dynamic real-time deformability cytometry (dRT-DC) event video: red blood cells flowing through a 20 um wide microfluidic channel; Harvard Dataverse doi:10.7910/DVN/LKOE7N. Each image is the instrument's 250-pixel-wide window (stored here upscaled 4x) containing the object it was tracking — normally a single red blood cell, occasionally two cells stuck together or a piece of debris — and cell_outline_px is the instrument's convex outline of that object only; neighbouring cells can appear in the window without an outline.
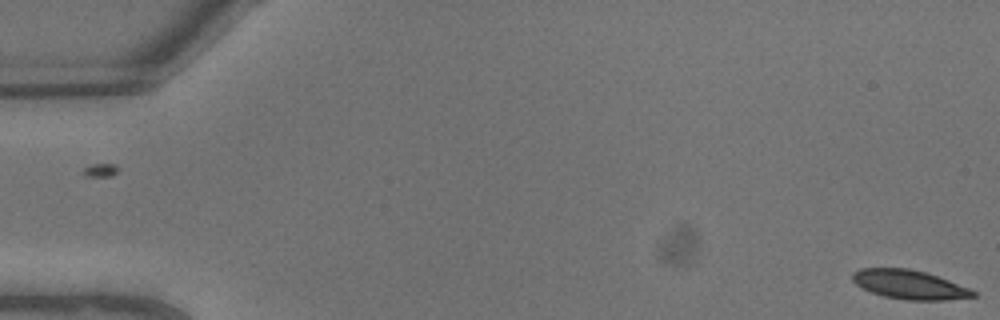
{"species": "common noctule bat (a hibernating species)", "species_latin": "Nyctalus noctula", "temperature_condition": "warm", "stored_images_in_passage": 10, "camera_frame_rate_fps": 3000, "um_per_image_px": 0.085, "animal": {"sex": "male", "body_mass_g": 13.3}, "frame": {"image": 1, "passage_image": 1, "time_ms": 0.0, "image_size_px": [1000, 320], "cell_outline_px": [[976, 296], [944, 300], [904, 300], [884, 296], [872, 292], [856, 284], [852, 280], [852, 272], [860, 268], [908, 268], [924, 272], [948, 280], [968, 288], [976, 292]], "centroid_in_image_um": [77.26, 24.19], "position_along_channel_um": 7.7, "area_um2": 20.17}}
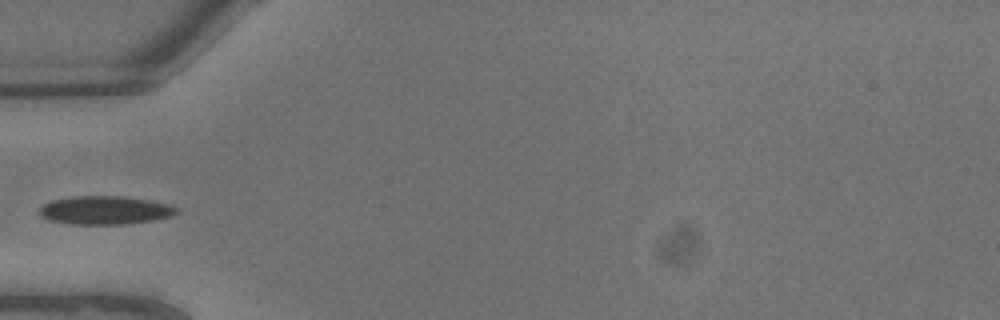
{"frame": {"image": 2, "passage_image": 8, "time_ms": 2.333, "image_size_px": [1000, 320], "cell_outline_px": [[180, 212], [172, 216], [152, 220], [124, 224], [72, 224], [52, 220], [40, 216], [40, 208], [44, 204], [52, 200], [72, 196], [124, 196], [148, 200], [168, 204], [180, 208]], "centroid_in_image_um": [8.97, 17.86], "position_along_channel_um": 76.0, "area_um2": 22.66}}
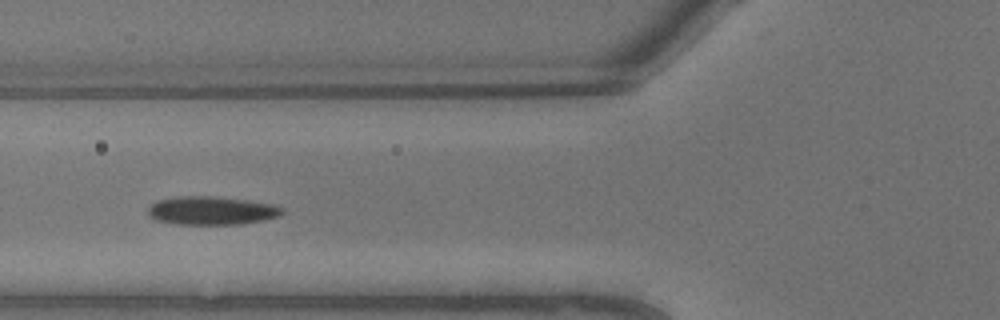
{"frame": {"image": 3, "passage_image": 9, "time_ms": 2.667, "image_size_px": [1000, 320], "cell_outline_px": [[284, 212], [280, 216], [264, 220], [240, 224], [176, 224], [156, 220], [148, 216], [148, 208], [156, 200], [176, 196], [212, 196], [248, 200], [276, 204], [284, 208]], "centroid_in_image_um": [18.0, 17.89], "position_along_channel_um": 107.8, "area_um2": 22.48}}